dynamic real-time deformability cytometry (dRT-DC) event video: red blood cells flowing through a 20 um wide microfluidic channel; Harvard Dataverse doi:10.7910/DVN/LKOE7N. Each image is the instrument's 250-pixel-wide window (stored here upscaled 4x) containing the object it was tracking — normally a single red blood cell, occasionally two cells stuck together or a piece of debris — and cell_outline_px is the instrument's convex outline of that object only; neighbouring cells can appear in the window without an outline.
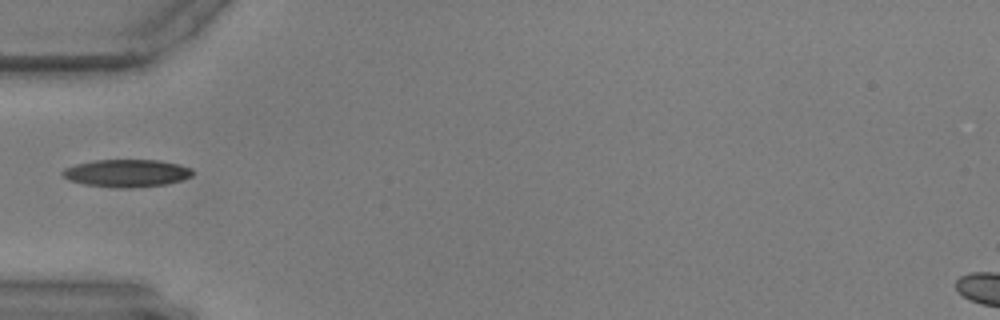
{"species": "common noctule bat (a hibernating species)", "species_latin": "Nyctalus noctula", "temperature_condition": "warm", "stored_images_in_passage": 11, "camera_frame_rate_fps": 3000, "um_per_image_px": 0.085, "animal": {"sex": "male", "body_mass_g": 17.9, "forearm_length_mm": 54.2}, "frame": {"image": 1, "passage_image": 1, "time_ms": 0.0, "image_size_px": [1000, 320], "cell_outline_px": [[192, 176], [180, 180], [164, 184], [132, 188], [120, 188], [84, 184], [68, 180], [60, 176], [60, 172], [64, 168], [76, 164], [92, 160], [160, 160], [180, 164], [192, 168]], "centroid_in_image_um": [10.72, 14.71], "position_along_channel_um": 74.3, "area_um2": 21.04}}
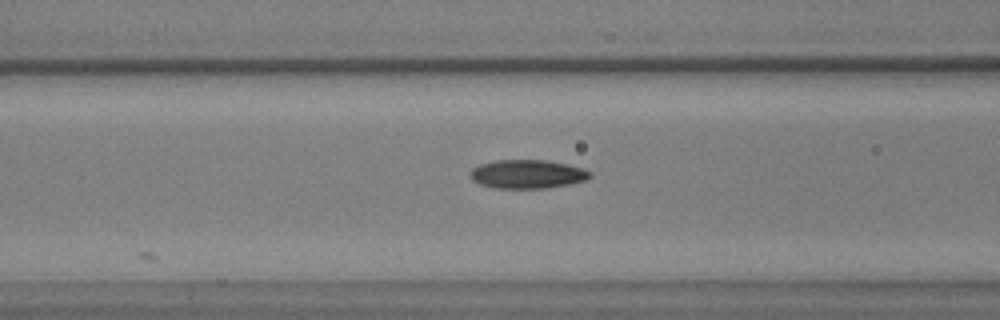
{"frame": {"image": 2, "passage_image": 5, "time_ms": 1.333, "image_size_px": [1000, 320], "cell_outline_px": [[592, 176], [588, 180], [548, 188], [496, 188], [480, 184], [472, 180], [468, 172], [472, 168], [480, 164], [496, 160], [544, 160], [568, 164], [584, 168], [592, 172]], "centroid_in_image_um": [44.84, 14.8], "position_along_channel_um": 121.8, "area_um2": 20.23}}
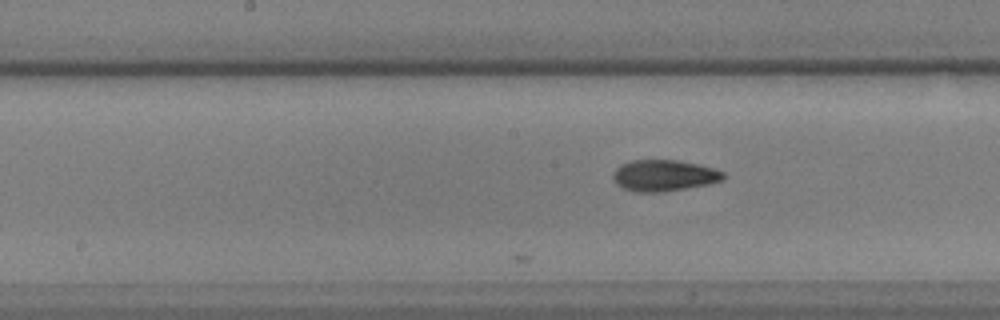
{"frame": {"image": 3, "passage_image": 11, "time_ms": 3.333, "image_size_px": [1000, 320], "cell_outline_px": [[728, 176], [724, 180], [708, 184], [660, 192], [632, 192], [616, 184], [612, 180], [612, 172], [620, 164], [632, 160], [680, 160], [700, 164], [716, 168], [724, 172]], "centroid_in_image_um": [56.45, 14.91], "position_along_channel_um": 191.7, "area_um2": 20.52}}